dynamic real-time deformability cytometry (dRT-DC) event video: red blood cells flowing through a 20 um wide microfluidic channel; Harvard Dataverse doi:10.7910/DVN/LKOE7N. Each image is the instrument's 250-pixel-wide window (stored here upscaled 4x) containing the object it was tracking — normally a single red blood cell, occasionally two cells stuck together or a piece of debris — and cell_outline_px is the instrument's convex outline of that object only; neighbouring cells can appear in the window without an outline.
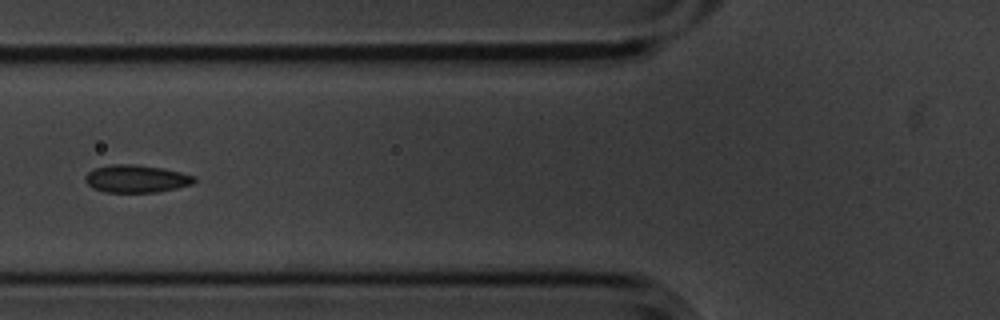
{"species": "common noctule bat (a hibernating species)", "species_latin": "Nyctalus noctula", "temperature_condition": "cold", "stored_images_in_passage": 7, "camera_frame_rate_fps": 3000, "um_per_image_px": 0.085, "animal": {"sex": "male", "body_mass_g": 20.1, "forearm_length_mm": 53.5}, "frame": {"image": 1, "passage_image": 7, "time_ms": 2.0, "image_size_px": [1000, 320], "cell_outline_px": [[196, 180], [192, 184], [176, 188], [156, 192], [104, 192], [92, 188], [84, 180], [84, 176], [88, 172], [96, 168], [112, 164], [132, 164], [160, 168], [180, 172], [196, 176]], "centroid_in_image_um": [11.56, 15.2], "position_along_channel_um": 114.2, "area_um2": 17.46}}